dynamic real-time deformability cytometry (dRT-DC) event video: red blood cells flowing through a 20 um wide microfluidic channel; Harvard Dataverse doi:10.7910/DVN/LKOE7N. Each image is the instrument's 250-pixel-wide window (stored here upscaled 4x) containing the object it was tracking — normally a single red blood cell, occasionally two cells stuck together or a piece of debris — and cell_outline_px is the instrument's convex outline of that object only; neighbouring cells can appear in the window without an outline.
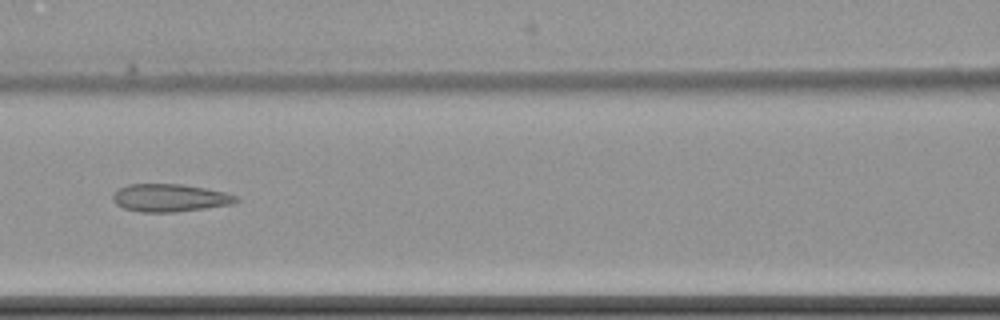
{"species": "common noctule bat (a hibernating species)", "species_latin": "Nyctalus noctula", "temperature_condition": "cold", "stored_images_in_passage": 8, "camera_frame_rate_fps": 3000, "um_per_image_px": 0.085, "animal": {"sex": "female", "body_mass_g": 22.7, "forearm_length_mm": 54.2}, "frame": {"image": 1, "passage_image": 8, "time_ms": 9.333, "image_size_px": [1000, 320], "cell_outline_px": [[240, 200], [232, 204], [176, 212], [140, 212], [124, 208], [116, 204], [112, 200], [112, 192], [128, 184], [180, 184], [204, 188], [224, 192], [236, 196]], "centroid_in_image_um": [14.39, 16.82], "position_along_channel_um": 152.2, "area_um2": 19.88}}